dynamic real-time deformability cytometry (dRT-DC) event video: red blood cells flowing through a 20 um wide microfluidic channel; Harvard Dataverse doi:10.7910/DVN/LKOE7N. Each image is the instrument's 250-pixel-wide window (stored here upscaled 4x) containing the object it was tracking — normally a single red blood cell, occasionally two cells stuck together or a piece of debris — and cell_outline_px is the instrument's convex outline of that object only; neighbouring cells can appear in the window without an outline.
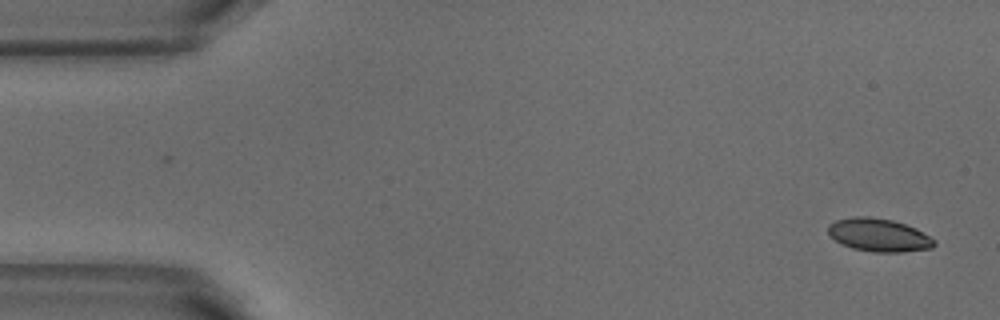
{"species": "common noctule bat (a hibernating species)", "species_latin": "Nyctalus noctula", "temperature_condition": "warm", "stored_images_in_passage": 2, "camera_frame_rate_fps": 3000, "um_per_image_px": 0.085, "animal": {"sex": "male", "body_mass_g": 18.8}, "frame": {"image": 1, "passage_image": 2, "time_ms": 0.333, "image_size_px": [1000, 320], "cell_outline_px": [[936, 244], [932, 248], [904, 252], [872, 252], [852, 248], [828, 236], [828, 224], [836, 220], [852, 216], [868, 216], [892, 220], [916, 228], [936, 240]], "centroid_in_image_um": [74.7, 19.98], "position_along_channel_um": 10.3, "area_um2": 20.58}}